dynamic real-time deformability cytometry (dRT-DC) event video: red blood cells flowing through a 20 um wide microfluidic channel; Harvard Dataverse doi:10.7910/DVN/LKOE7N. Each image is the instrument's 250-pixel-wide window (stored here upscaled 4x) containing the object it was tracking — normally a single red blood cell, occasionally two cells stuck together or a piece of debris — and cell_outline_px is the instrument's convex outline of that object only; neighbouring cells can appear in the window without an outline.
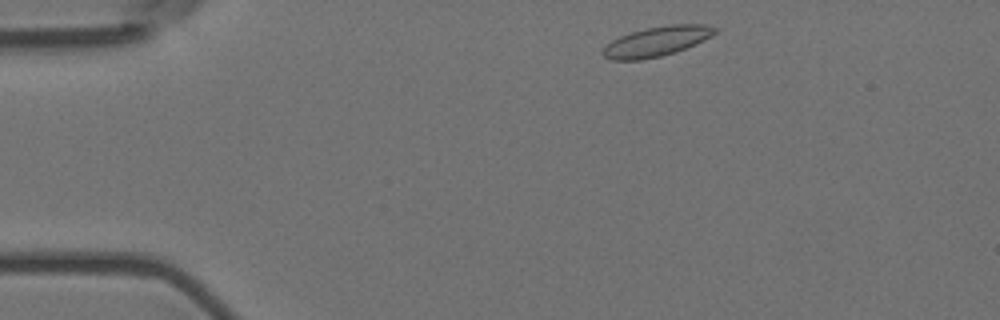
{"species": "Egyptian fruit bat (a non-hibernating species)", "species_latin": "Rousettus aegyptiacus", "temperature_condition": "room temperature", "stored_images_in_passage": 3, "camera_frame_rate_fps": 3000, "um_per_image_px": 0.085, "animal": {"sex": "female"}, "frame": {"image": 1, "passage_image": 1, "time_ms": 0.0, "image_size_px": [1000, 320], "cell_outline_px": [[716, 32], [704, 40], [696, 44], [676, 52], [660, 56], [640, 60], [608, 60], [600, 52], [612, 40], [620, 36], [644, 28], [668, 24], [708, 24], [716, 28]], "centroid_in_image_um": [55.81, 3.52], "position_along_channel_um": 29.2, "area_um2": 19.54}}